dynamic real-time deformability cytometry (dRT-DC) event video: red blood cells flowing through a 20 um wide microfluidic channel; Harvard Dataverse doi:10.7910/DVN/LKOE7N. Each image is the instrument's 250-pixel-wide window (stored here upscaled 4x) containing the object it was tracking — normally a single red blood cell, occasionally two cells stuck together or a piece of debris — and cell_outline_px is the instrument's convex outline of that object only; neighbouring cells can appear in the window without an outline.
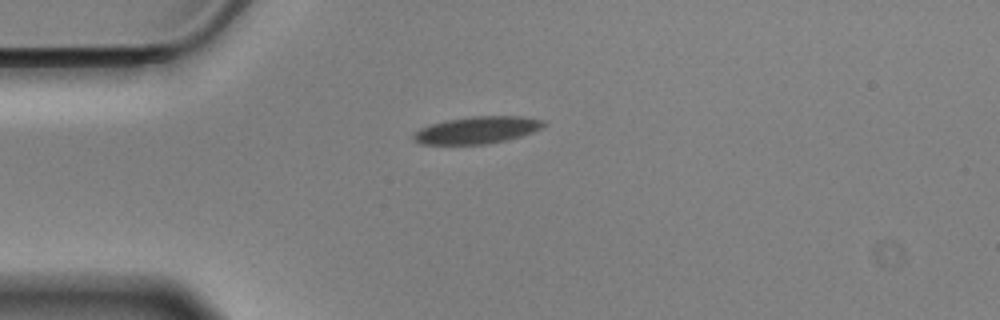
{"species": "Egyptian fruit bat (a non-hibernating species)", "species_latin": "Rousettus aegyptiacus", "temperature_condition": "cold", "stored_images_in_passage": 36, "camera_frame_rate_fps": 3000, "um_per_image_px": 0.085, "animal": {"sex": "male"}, "frame": {"image": 1, "passage_image": 1, "time_ms": 0.0, "image_size_px": [1000, 320], "cell_outline_px": [[544, 124], [540, 128], [532, 132], [520, 136], [488, 144], [420, 144], [412, 140], [412, 136], [420, 128], [444, 120], [472, 116], [520, 116], [544, 120]], "centroid_in_image_um": [40.51, 11.05], "position_along_channel_um": 44.5, "area_um2": 20.4}}
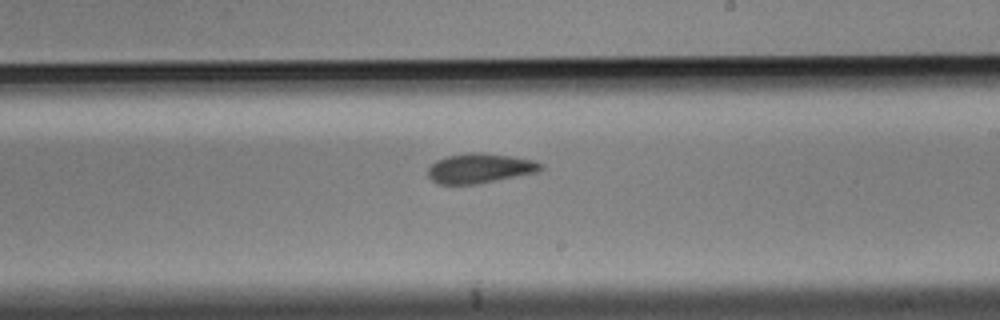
{"frame": {"image": 2, "passage_image": 20, "time_ms": 6.333, "image_size_px": [1000, 320], "cell_outline_px": [[544, 168], [540, 172], [476, 184], [436, 184], [428, 176], [428, 168], [436, 160], [448, 156], [468, 152], [484, 152], [512, 156], [536, 160], [544, 164]], "centroid_in_image_um": [40.84, 14.29], "position_along_channel_um": 248.2, "area_um2": 19.88}}
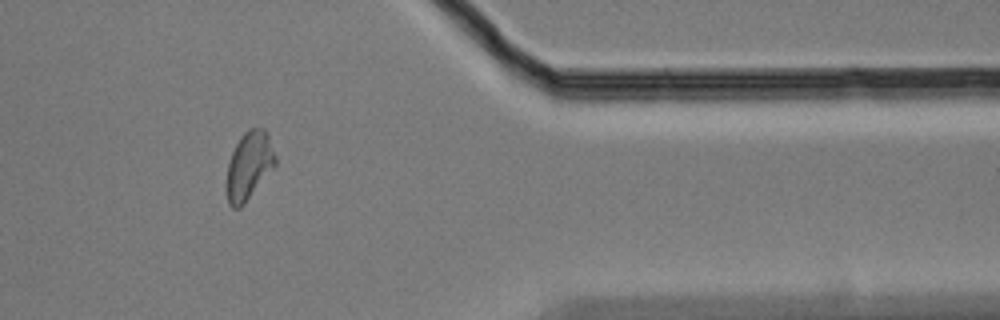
{"frame": {"image": 3, "passage_image": 34, "time_ms": 11.0, "image_size_px": [1000, 320], "cell_outline_px": [[276, 168], [244, 204], [240, 208], [232, 208], [228, 204], [228, 164], [232, 152], [240, 136], [248, 128], [264, 128], [268, 132], [276, 156]], "centroid_in_image_um": [21.23, 14.06], "position_along_channel_um": 390.2, "area_um2": 19.54}, "authors_computed_cell_mechanics": {"area_um2": 19.8832, "velocity_mm_per_s": 3.4943, "shape_relaxation_time_tau1_ms": 7.9115, "shape_relaxation_time_tau2_ms": 3.5891, "deformation_change_tau1": 0.1649, "deformation_change_tau2": 0.1012}}